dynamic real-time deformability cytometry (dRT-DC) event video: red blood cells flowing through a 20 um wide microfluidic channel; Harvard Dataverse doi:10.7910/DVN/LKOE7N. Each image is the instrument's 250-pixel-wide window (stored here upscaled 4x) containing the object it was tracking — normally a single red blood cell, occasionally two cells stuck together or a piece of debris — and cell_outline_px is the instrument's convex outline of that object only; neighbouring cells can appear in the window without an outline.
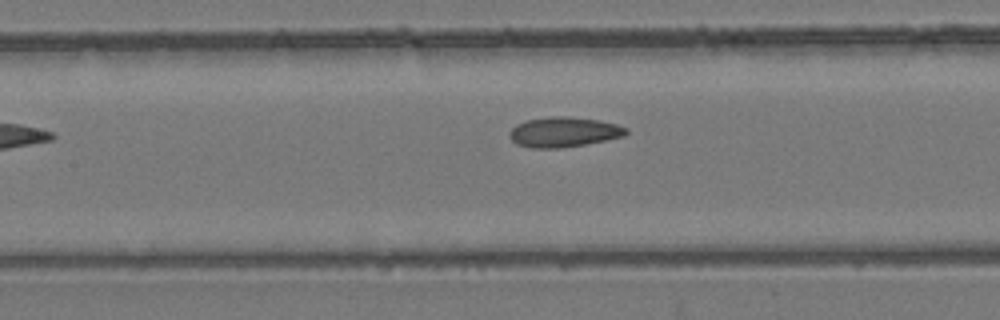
{"species": "common noctule bat (a hibernating species)", "species_latin": "Nyctalus noctula", "temperature_condition": "room temperature", "stored_images_in_passage": 8, "camera_frame_rate_fps": 3000, "um_per_image_px": 0.085, "animal": {"sex": "female", "body_mass_g": 24.6, "forearm_length_mm": 56.2}, "frame": {"image": 1, "passage_image": 8, "time_ms": 9.0, "image_size_px": [1000, 320], "cell_outline_px": [[628, 132], [624, 136], [584, 144], [560, 148], [532, 148], [516, 144], [512, 140], [508, 132], [516, 124], [528, 120], [552, 116], [568, 116], [600, 120], [616, 124], [628, 128]], "centroid_in_image_um": [47.91, 11.22], "position_along_channel_um": 159.5, "area_um2": 20.35}}